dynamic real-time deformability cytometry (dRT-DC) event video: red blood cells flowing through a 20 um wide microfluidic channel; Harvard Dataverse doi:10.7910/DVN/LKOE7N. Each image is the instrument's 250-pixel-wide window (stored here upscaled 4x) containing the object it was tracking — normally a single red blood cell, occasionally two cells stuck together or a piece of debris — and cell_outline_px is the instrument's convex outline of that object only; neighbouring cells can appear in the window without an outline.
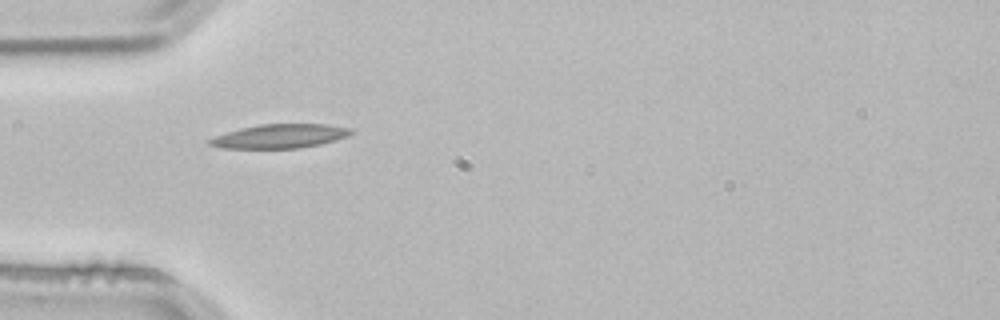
{"species": "common noctule bat (a hibernating species)", "species_latin": "Nyctalus noctula", "temperature_condition": "room temperature", "stored_images_in_passage": 4, "camera_frame_rate_fps": 3000, "um_per_image_px": 0.085, "animal": {"sex": "male", "body_mass_g": 21.5, "forearm_length_mm": 52.0}, "frame": {"image": 1, "passage_image": 3, "time_ms": 0.667, "image_size_px": [1000, 320], "cell_outline_px": [[356, 132], [348, 136], [320, 144], [300, 148], [220, 148], [208, 144], [208, 140], [216, 136], [240, 128], [260, 124], [328, 124], [352, 128]], "centroid_in_image_um": [23.84, 11.57], "position_along_channel_um": 61.2, "area_um2": 19.77}}